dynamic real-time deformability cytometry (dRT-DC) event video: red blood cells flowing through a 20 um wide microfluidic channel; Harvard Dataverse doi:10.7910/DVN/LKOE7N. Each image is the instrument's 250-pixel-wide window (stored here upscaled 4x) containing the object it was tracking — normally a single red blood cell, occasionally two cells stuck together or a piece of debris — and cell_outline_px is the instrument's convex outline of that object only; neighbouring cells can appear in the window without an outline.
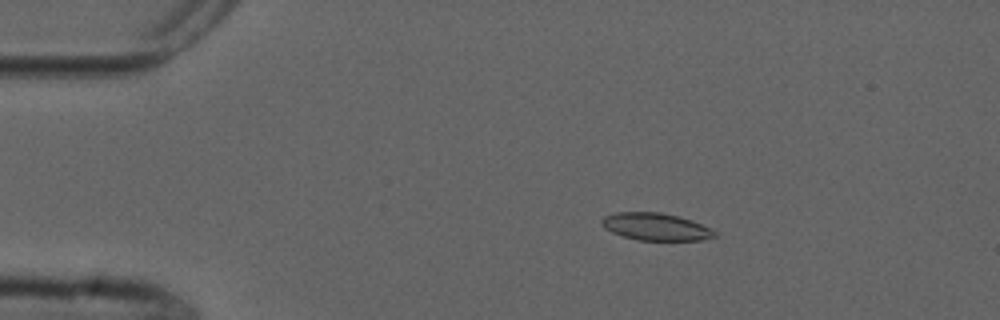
{"species": "common noctule bat (a hibernating species)", "species_latin": "Nyctalus noctula", "temperature_condition": "cold", "stored_images_in_passage": 8, "camera_frame_rate_fps": 3000, "um_per_image_px": 0.085, "animal": {"sex": "male", "forearm_length_mm": 52.5}, "frame": {"image": 1, "passage_image": 3, "time_ms": 2.333, "image_size_px": [1000, 320], "cell_outline_px": [[716, 236], [700, 240], [640, 240], [624, 236], [612, 232], [604, 228], [600, 224], [600, 220], [604, 216], [616, 212], [660, 212], [692, 220], [716, 232]], "centroid_in_image_um": [55.68, 19.26], "position_along_channel_um": 29.3, "area_um2": 17.8}}
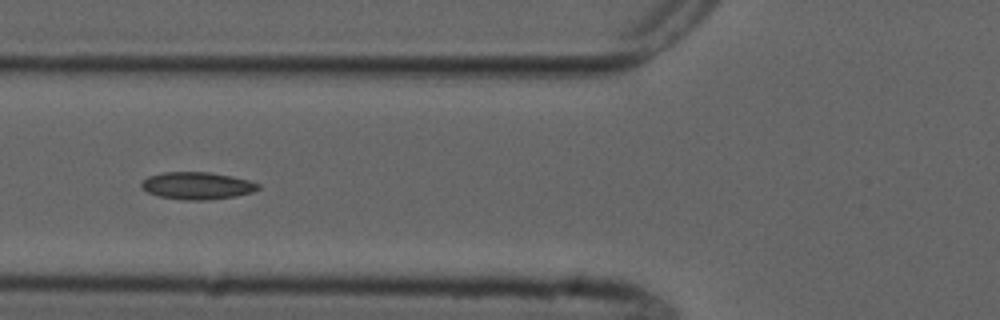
{"frame": {"image": 2, "passage_image": 6, "time_ms": 6.0, "image_size_px": [1000, 320], "cell_outline_px": [[260, 188], [252, 192], [236, 196], [208, 200], [184, 200], [160, 196], [148, 192], [140, 184], [148, 176], [164, 172], [212, 172], [232, 176], [248, 180], [260, 184]], "centroid_in_image_um": [16.79, 15.78], "position_along_channel_um": 109.0, "area_um2": 18.5}}
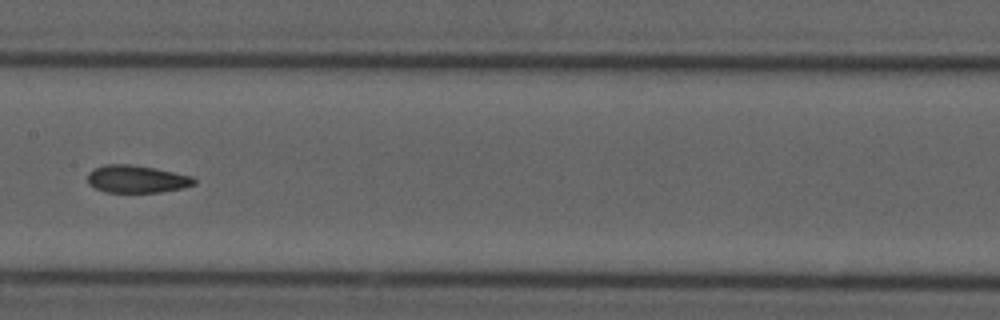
{"frame": {"image": 3, "passage_image": 8, "time_ms": 8.333, "image_size_px": [1000, 320], "cell_outline_px": [[196, 184], [184, 188], [160, 192], [108, 192], [96, 188], [88, 184], [88, 172], [92, 168], [104, 164], [128, 164], [152, 168], [192, 176], [196, 180]], "centroid_in_image_um": [11.6, 15.22], "position_along_channel_um": 195.8, "area_um2": 17.05}}